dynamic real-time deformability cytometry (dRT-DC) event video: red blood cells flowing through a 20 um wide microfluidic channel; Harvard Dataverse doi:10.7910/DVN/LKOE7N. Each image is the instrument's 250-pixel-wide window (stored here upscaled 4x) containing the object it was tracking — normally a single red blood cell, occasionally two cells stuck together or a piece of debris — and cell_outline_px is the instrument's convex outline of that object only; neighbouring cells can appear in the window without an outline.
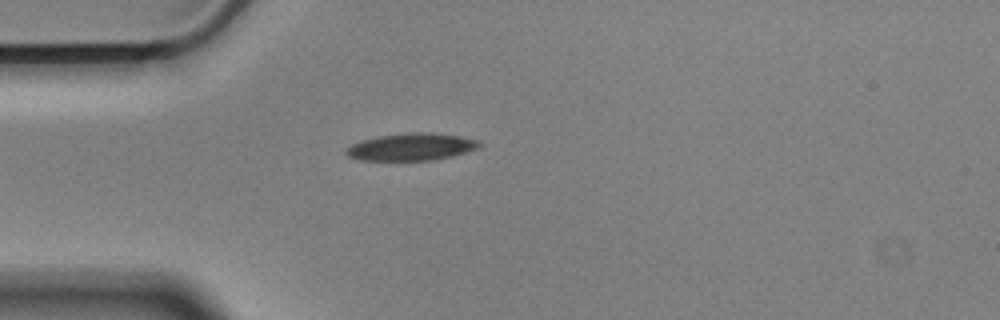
{"species": "Egyptian fruit bat (a non-hibernating species)", "species_latin": "Rousettus aegyptiacus", "temperature_condition": "cold", "stored_images_in_passage": 36, "camera_frame_rate_fps": 3000, "um_per_image_px": 0.085, "animal": {"sex": "male"}, "frame": {"image": 1, "passage_image": 1, "time_ms": 0.0, "image_size_px": [1000, 320], "cell_outline_px": [[480, 148], [452, 156], [432, 160], [360, 160], [348, 156], [344, 152], [344, 148], [360, 140], [380, 136], [412, 132], [424, 132], [460, 136], [480, 140]], "centroid_in_image_um": [34.95, 12.49], "position_along_channel_um": 50.0, "area_um2": 21.15}}
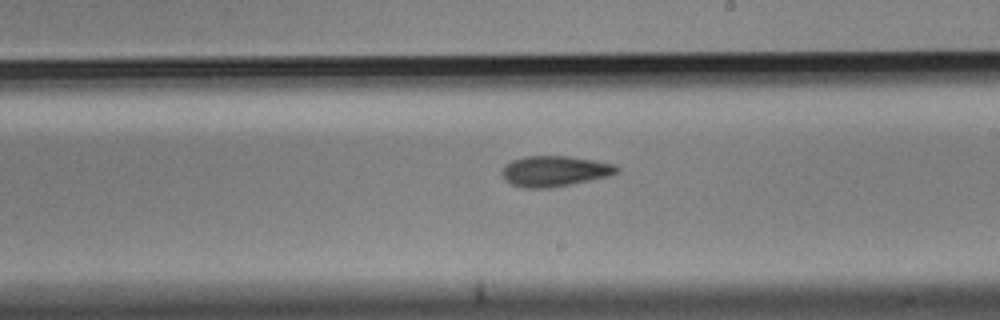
{"frame": {"image": 2, "passage_image": 18, "time_ms": 5.667, "image_size_px": [1000, 320], "cell_outline_px": [[620, 172], [612, 176], [552, 188], [520, 188], [504, 180], [504, 164], [512, 160], [524, 156], [568, 156], [596, 160], [616, 164], [620, 168]], "centroid_in_image_um": [47.22, 14.55], "position_along_channel_um": 241.8, "area_um2": 20.87}}
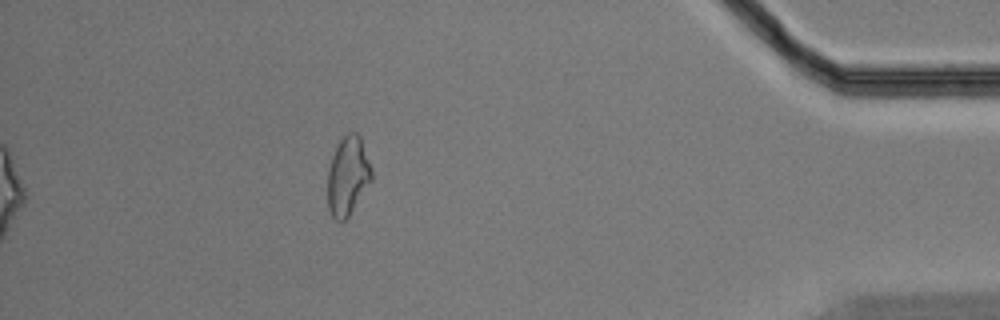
{"frame": {"image": 3, "passage_image": 36, "time_ms": 11.667, "image_size_px": [1000, 320], "cell_outline_px": [[372, 180], [348, 216], [344, 220], [336, 220], [332, 216], [328, 208], [328, 168], [332, 156], [340, 140], [348, 132], [356, 132], [360, 136], [372, 168]], "centroid_in_image_um": [29.57, 14.94], "position_along_channel_um": 405.6, "area_um2": 20.0}, "authors_computed_cell_mechanics": {"area_um2": 20.5768, "velocity_mm_per_s": 3.5471, "shape_relaxation_time_tau1_ms": 7.614, "shape_relaxation_time_tau2_ms": 6.3565, "deformation_change_tau1": 0.1546, "deformation_change_tau2": 0.1429}}